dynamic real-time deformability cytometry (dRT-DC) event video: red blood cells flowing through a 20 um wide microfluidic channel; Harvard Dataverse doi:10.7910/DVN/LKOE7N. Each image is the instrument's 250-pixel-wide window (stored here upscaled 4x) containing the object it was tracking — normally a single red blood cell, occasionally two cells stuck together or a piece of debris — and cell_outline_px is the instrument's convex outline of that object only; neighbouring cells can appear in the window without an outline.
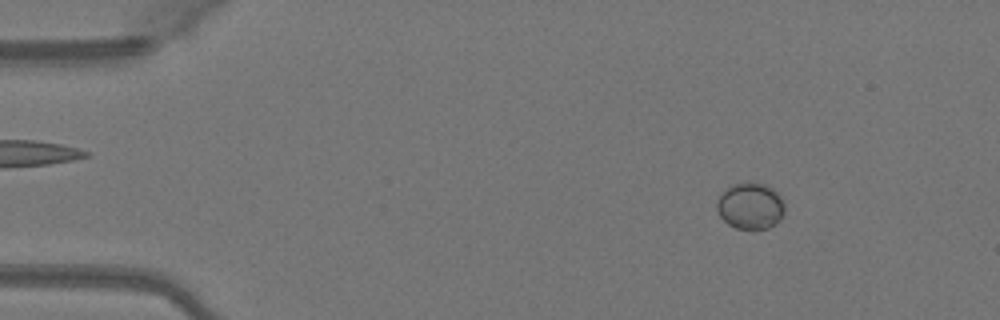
{"species": "Egyptian fruit bat (a non-hibernating species)", "species_latin": "Rousettus aegyptiacus", "temperature_condition": "warm", "stored_images_in_passage": 50, "camera_frame_rate_fps": 3000, "um_per_image_px": 0.085, "animal": {"sex": "female"}, "frame": {"image": 1, "passage_image": 7, "time_ms": 2.0, "image_size_px": [1000, 320], "cell_outline_px": [[784, 212], [780, 220], [776, 224], [768, 228], [736, 228], [728, 224], [720, 216], [716, 208], [716, 200], [732, 184], [764, 184], [772, 188], [780, 196], [784, 204]], "centroid_in_image_um": [63.79, 17.53], "position_along_channel_um": 21.2, "area_um2": 17.98}}
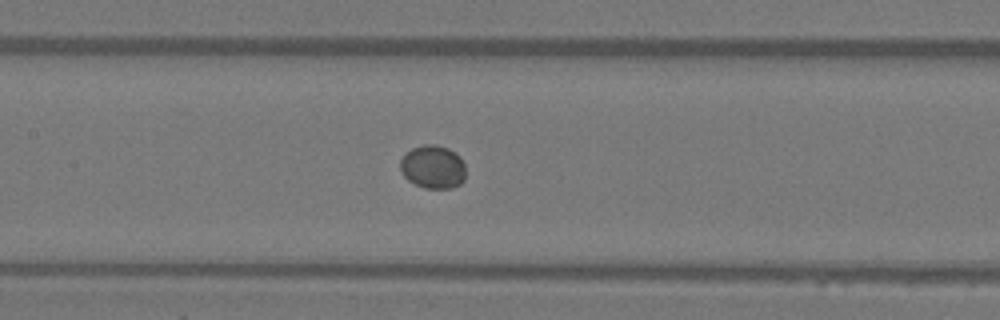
{"frame": {"image": 2, "passage_image": 24, "time_ms": 7.667, "image_size_px": [1000, 320], "cell_outline_px": [[464, 180], [460, 184], [452, 188], [424, 188], [408, 180], [400, 172], [400, 160], [412, 148], [424, 144], [436, 144], [448, 148], [460, 156], [464, 164]], "centroid_in_image_um": [36.79, 14.18], "position_along_channel_um": 170.6, "area_um2": 16.53}}
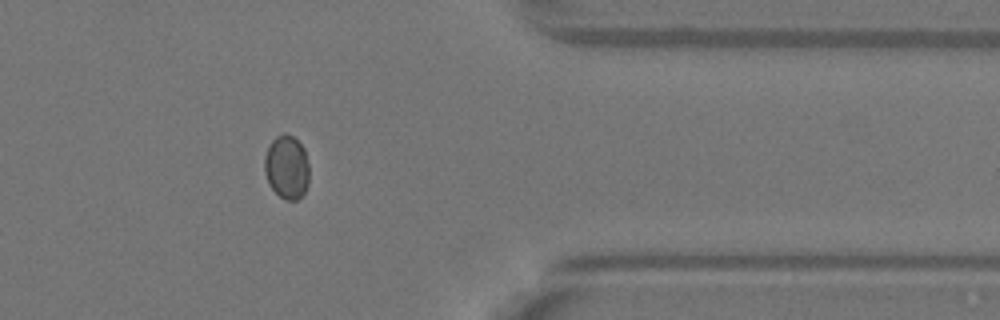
{"frame": {"image": 3, "passage_image": 41, "time_ms": 13.333, "image_size_px": [1000, 320], "cell_outline_px": [[308, 184], [304, 192], [296, 200], [284, 200], [268, 184], [264, 172], [264, 156], [272, 140], [276, 136], [284, 132], [292, 136], [304, 148], [308, 164]], "centroid_in_image_um": [24.35, 14.2], "position_along_channel_um": 387.0, "area_um2": 16.59}, "authors_computed_cell_mechanics": {"area_um2": 16.5886, "velocity_mm_per_s": 4.1077, "shape_relaxation_time_tau1_ms": 0.9, "shape_relaxation_time_tau2_ms": null, "deformation_change_tau1": 0.0215, "deformation_change_tau2": null}}